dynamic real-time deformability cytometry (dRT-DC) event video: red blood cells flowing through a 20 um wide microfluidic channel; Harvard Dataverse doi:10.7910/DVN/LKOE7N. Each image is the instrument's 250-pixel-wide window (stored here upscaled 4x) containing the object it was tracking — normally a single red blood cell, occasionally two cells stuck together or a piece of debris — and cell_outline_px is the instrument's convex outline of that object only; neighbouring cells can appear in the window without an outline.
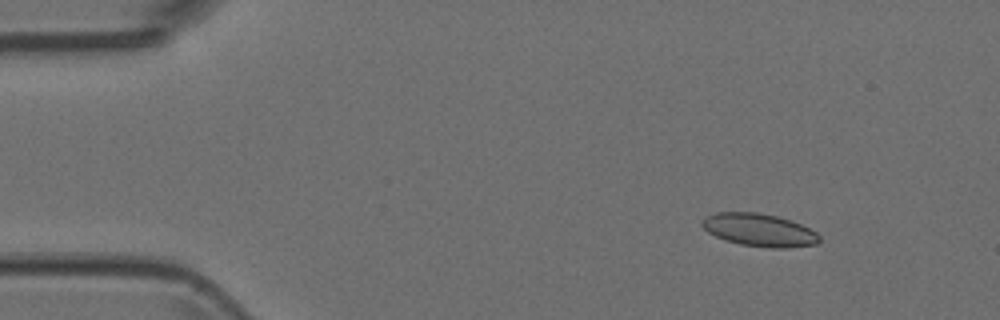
{"species": "Egyptian fruit bat (a non-hibernating species)", "species_latin": "Rousettus aegyptiacus", "temperature_condition": "room temperature", "stored_images_in_passage": 4, "camera_frame_rate_fps": 3000, "um_per_image_px": 0.085, "animal": {"sex": "female"}, "frame": {"image": 1, "passage_image": 2, "time_ms": 0.333, "image_size_px": [1000, 320], "cell_outline_px": [[820, 240], [816, 244], [784, 248], [768, 248], [740, 244], [724, 240], [708, 232], [700, 224], [700, 220], [704, 216], [716, 212], [756, 212], [776, 216], [800, 224], [816, 232], [820, 236]], "centroid_in_image_um": [64.48, 19.55], "position_along_channel_um": 20.5, "area_um2": 22.43}}
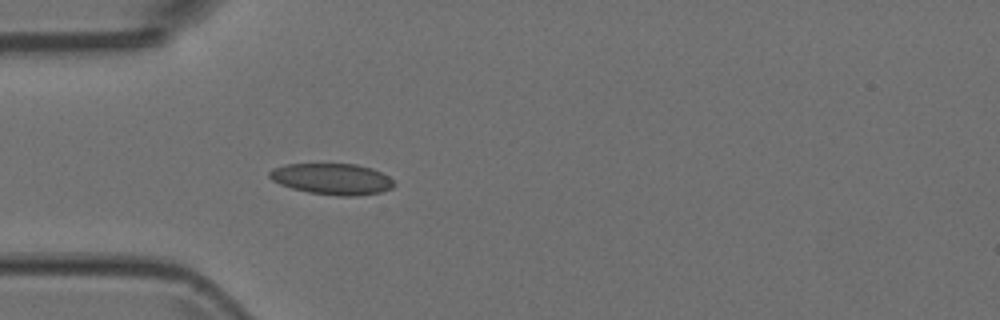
{"frame": {"image": 2, "passage_image": 4, "time_ms": 1.0, "image_size_px": [1000, 320], "cell_outline_px": [[396, 184], [392, 188], [380, 192], [356, 196], [336, 196], [308, 192], [292, 188], [280, 184], [272, 180], [268, 176], [268, 172], [272, 168], [284, 164], [356, 164], [372, 168], [388, 176]], "centroid_in_image_um": [28.21, 15.21], "position_along_channel_um": 56.8, "area_um2": 22.72}}